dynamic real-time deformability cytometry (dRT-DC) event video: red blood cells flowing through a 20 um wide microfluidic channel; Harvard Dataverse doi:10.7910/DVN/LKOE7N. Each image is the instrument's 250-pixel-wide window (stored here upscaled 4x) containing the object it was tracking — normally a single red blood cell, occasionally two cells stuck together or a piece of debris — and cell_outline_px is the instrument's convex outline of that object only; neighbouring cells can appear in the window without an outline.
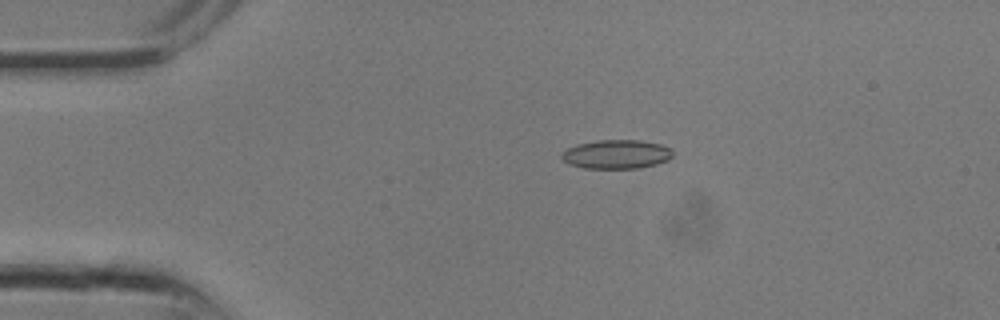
{"species": "common noctule bat (a hibernating species)", "species_latin": "Nyctalus noctula", "temperature_condition": "room temperature", "stored_images_in_passage": 12, "camera_frame_rate_fps": 3000, "um_per_image_px": 0.085, "animal": {"sex": "male", "body_mass_g": 13.3}, "frame": {"image": 1, "passage_image": 6, "time_ms": 1.667, "image_size_px": [1000, 320], "cell_outline_px": [[672, 156], [668, 160], [656, 164], [640, 168], [584, 168], [568, 164], [560, 156], [560, 152], [576, 144], [596, 140], [640, 140], [660, 144], [668, 148], [672, 152]], "centroid_in_image_um": [52.35, 13.11], "position_along_channel_um": 32.6, "area_um2": 18.79}}
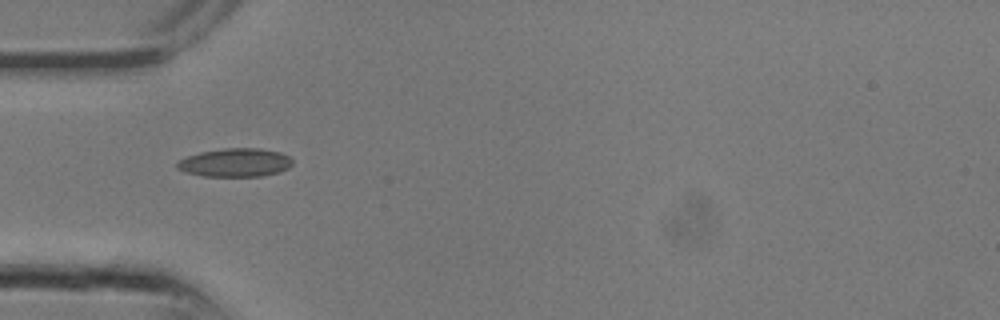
{"frame": {"image": 2, "passage_image": 9, "time_ms": 2.667, "image_size_px": [1000, 320], "cell_outline_px": [[292, 164], [288, 168], [280, 172], [260, 176], [204, 176], [188, 172], [176, 168], [176, 164], [180, 160], [188, 156], [200, 152], [224, 148], [260, 148], [280, 152], [288, 156], [292, 160]], "centroid_in_image_um": [20.02, 13.81], "position_along_channel_um": 65.0, "area_um2": 19.02}}
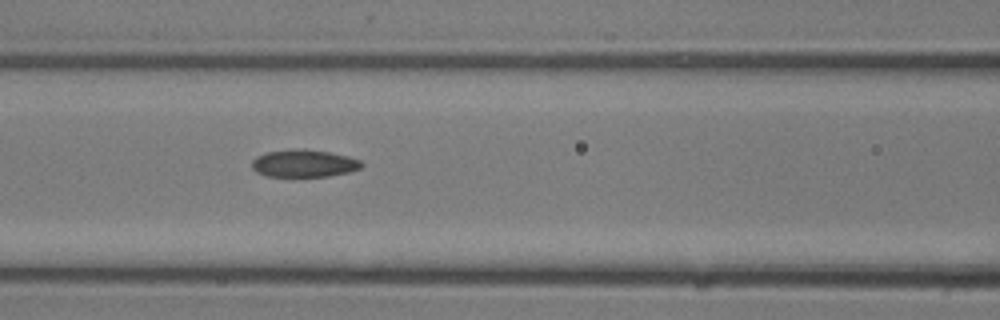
{"frame": {"image": 3, "passage_image": 12, "time_ms": 3.667, "image_size_px": [1000, 320], "cell_outline_px": [[364, 164], [360, 168], [348, 172], [328, 176], [268, 176], [256, 172], [252, 168], [252, 160], [256, 156], [268, 152], [292, 148], [304, 148], [328, 152], [348, 156], [360, 160]], "centroid_in_image_um": [25.82, 13.87], "position_along_channel_um": 140.8, "area_um2": 17.57}}